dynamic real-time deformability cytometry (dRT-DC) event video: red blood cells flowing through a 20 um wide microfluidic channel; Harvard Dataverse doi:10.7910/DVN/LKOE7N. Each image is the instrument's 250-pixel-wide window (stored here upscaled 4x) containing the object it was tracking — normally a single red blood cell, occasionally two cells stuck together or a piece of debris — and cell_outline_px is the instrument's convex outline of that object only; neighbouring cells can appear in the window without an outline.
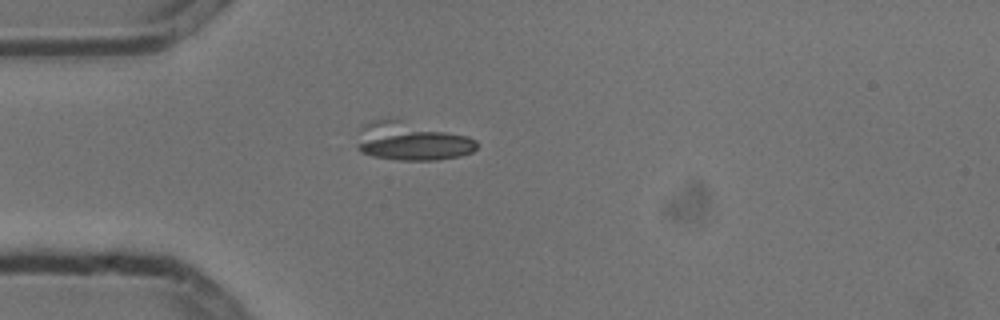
{"species": "common noctule bat (a hibernating species)", "species_latin": "Nyctalus noctula", "temperature_condition": "cold", "stored_images_in_passage": 1, "camera_frame_rate_fps": 3000, "um_per_image_px": 0.085, "animal": {"sex": "male", "body_mass_g": 13.3}, "frame": {"image": 1, "passage_image": 1, "time_ms": 0.0, "image_size_px": [1000, 320], "cell_outline_px": [[476, 148], [472, 152], [460, 156], [436, 160], [400, 160], [372, 156], [360, 152], [356, 148], [364, 124], [372, 120], [400, 120], [468, 136], [476, 140]], "centroid_in_image_um": [34.99, 12.03], "position_along_channel_um": 50.0, "area_um2": 26.3}}